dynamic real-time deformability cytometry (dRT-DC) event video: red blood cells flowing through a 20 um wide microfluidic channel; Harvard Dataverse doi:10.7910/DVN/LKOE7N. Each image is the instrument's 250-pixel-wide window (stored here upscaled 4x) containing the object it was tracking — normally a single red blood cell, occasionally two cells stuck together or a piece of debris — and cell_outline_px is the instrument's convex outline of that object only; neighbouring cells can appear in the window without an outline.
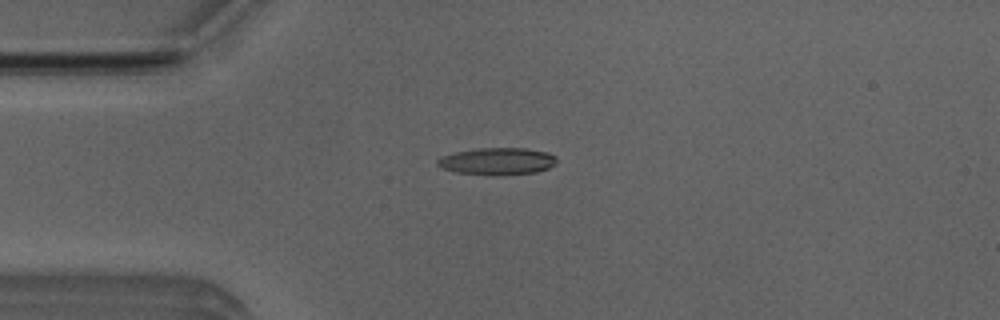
{"species": "Egyptian fruit bat (a non-hibernating species)", "species_latin": "Rousettus aegyptiacus", "temperature_condition": "room temperature", "stored_images_in_passage": 44, "camera_frame_rate_fps": 3000, "um_per_image_px": 0.085, "animal": {"sex": "male"}, "frame": {"image": 1, "passage_image": 4, "time_ms": 1.0, "image_size_px": [1000, 320], "cell_outline_px": [[556, 160], [548, 168], [536, 172], [456, 172], [444, 168], [436, 164], [436, 160], [440, 156], [456, 152], [476, 148], [524, 148], [548, 152], [556, 156]], "centroid_in_image_um": [42.25, 13.64], "position_along_channel_um": 42.7, "area_um2": 17.69}}
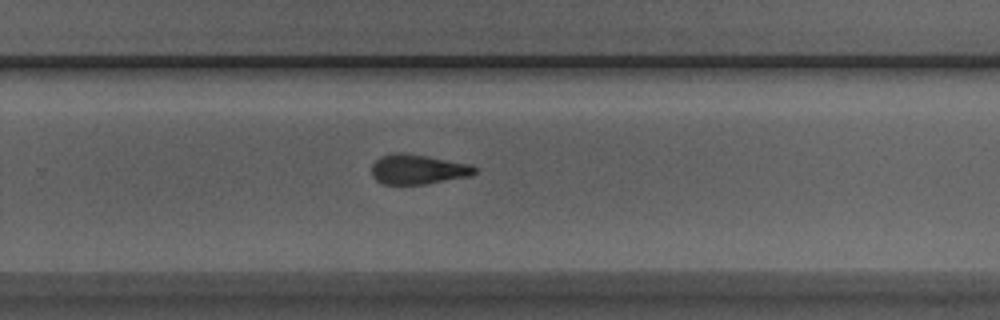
{"frame": {"image": 2, "passage_image": 25, "time_ms": 8.0, "image_size_px": [1000, 320], "cell_outline_px": [[476, 172], [472, 176], [424, 184], [384, 184], [376, 180], [372, 176], [372, 164], [380, 156], [396, 152], [400, 152], [428, 156], [472, 164], [476, 168]], "centroid_in_image_um": [35.54, 14.39], "position_along_channel_um": 294.3, "area_um2": 18.03}}
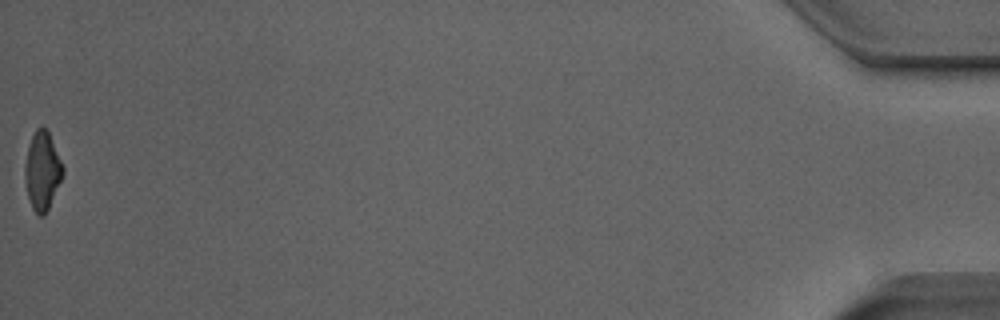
{"frame": {"image": 3, "passage_image": 44, "time_ms": 14.333, "image_size_px": [1000, 320], "cell_outline_px": [[64, 172], [48, 208], [44, 216], [40, 216], [32, 208], [28, 196], [24, 176], [24, 168], [28, 144], [36, 128], [44, 128], [48, 132], [64, 168]], "centroid_in_image_um": [3.57, 14.52], "position_along_channel_um": 431.6, "area_um2": 16.94}, "authors_computed_cell_mechanics": {"area_um2": 18.3515, "velocity_mm_per_s": 3.8719, "shape_relaxation_time_tau1_ms": 8.2683, "shape_relaxation_time_tau2_ms": 4.5122, "deformation_change_tau1": 0.2312, "deformation_change_tau2": 0.1301}}